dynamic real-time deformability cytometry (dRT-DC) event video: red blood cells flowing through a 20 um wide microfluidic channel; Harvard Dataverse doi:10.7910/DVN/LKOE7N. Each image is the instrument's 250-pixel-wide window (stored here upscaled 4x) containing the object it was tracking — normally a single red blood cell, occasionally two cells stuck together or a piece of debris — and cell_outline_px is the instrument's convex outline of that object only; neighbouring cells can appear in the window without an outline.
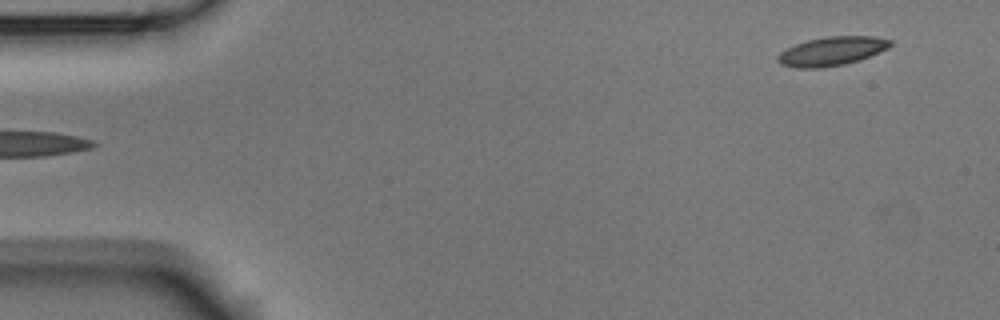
{"species": "Egyptian fruit bat (a non-hibernating species)", "species_latin": "Rousettus aegyptiacus", "temperature_condition": "room temperature", "stored_images_in_passage": 5, "segment_of_instrument_passage": [2, 2], "camera_frame_rate_fps": 3000, "um_per_image_px": 0.085, "animal": {"sex": "male"}, "frame": {"image": 1, "passage_image": 5, "time_ms": 1.333, "image_size_px": [1000, 320], "cell_outline_px": [[892, 44], [888, 48], [860, 60], [844, 64], [824, 68], [796, 68], [780, 64], [776, 60], [776, 56], [780, 52], [796, 44], [808, 40], [828, 36], [876, 36], [892, 40]], "centroid_in_image_um": [70.7, 4.35], "position_along_channel_um": 14.3, "area_um2": 19.02}}